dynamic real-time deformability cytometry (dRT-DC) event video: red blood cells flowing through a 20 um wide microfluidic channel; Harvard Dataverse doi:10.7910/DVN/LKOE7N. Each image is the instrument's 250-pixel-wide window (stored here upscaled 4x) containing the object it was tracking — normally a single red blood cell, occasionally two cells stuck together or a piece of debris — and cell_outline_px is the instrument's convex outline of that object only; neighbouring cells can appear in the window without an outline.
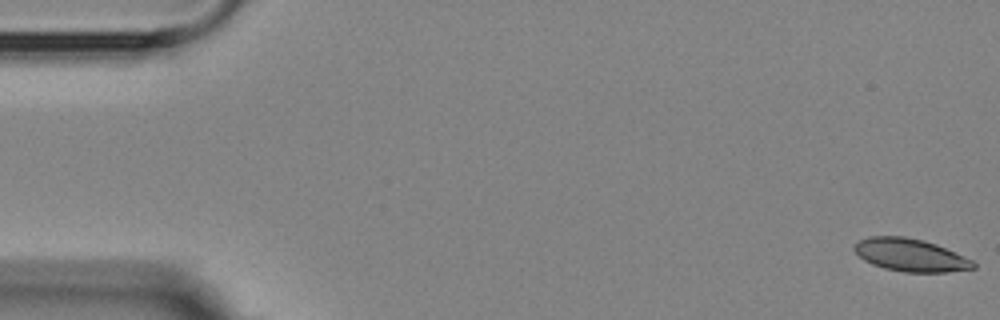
{"species": "Egyptian fruit bat (a non-hibernating species)", "species_latin": "Rousettus aegyptiacus", "temperature_condition": "room temperature", "stored_images_in_passage": 5, "camera_frame_rate_fps": 3000, "um_per_image_px": 0.085, "animal": {"sex": "female"}, "frame": {"image": 1, "passage_image": 1, "time_ms": 0.0, "image_size_px": [1000, 320], "cell_outline_px": [[976, 268], [948, 272], [904, 272], [884, 268], [872, 264], [864, 260], [852, 248], [860, 240], [868, 236], [904, 236], [924, 240], [936, 244], [972, 260], [976, 264]], "centroid_in_image_um": [77.39, 21.68], "position_along_channel_um": 7.6, "area_um2": 22.6}}
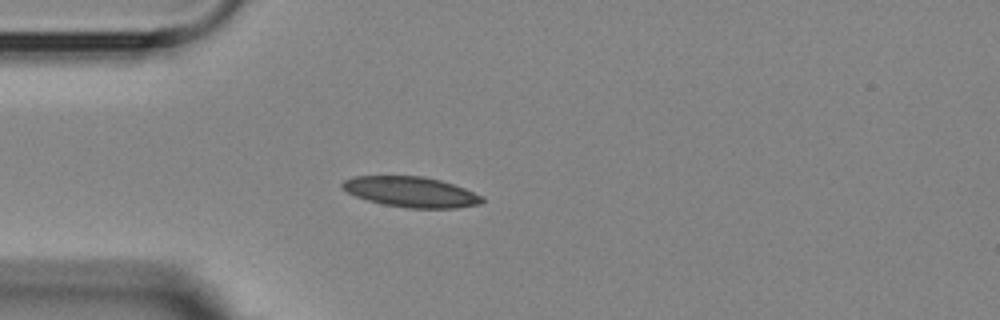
{"frame": {"image": 2, "passage_image": 5, "time_ms": 4.667, "image_size_px": [1000, 320], "cell_outline_px": [[484, 200], [480, 204], [456, 208], [408, 208], [384, 204], [368, 200], [356, 196], [340, 188], [340, 184], [344, 180], [352, 176], [424, 176], [440, 180], [464, 188], [484, 196]], "centroid_in_image_um": [34.93, 16.31], "position_along_channel_um": 50.1, "area_um2": 24.8}}